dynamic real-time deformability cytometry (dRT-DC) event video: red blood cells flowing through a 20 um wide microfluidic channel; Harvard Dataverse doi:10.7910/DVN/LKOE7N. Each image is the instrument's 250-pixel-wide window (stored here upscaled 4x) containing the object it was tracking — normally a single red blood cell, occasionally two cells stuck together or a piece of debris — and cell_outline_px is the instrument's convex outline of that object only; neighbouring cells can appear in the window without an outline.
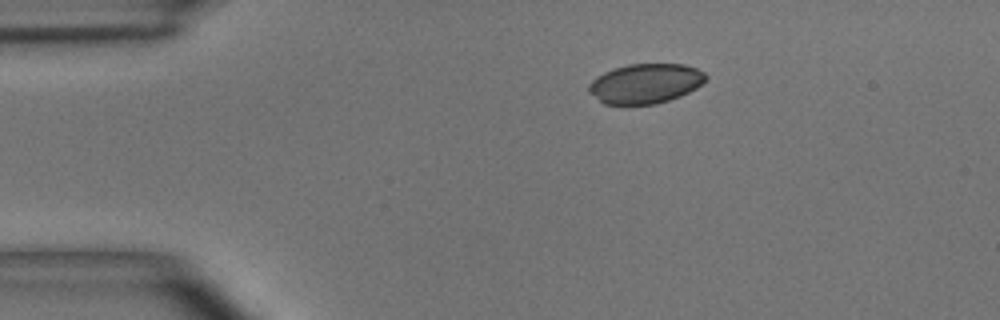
{"species": "common noctule bat (a hibernating species)", "species_latin": "Nyctalus noctula", "temperature_condition": "room temperature", "stored_images_in_passage": 42, "camera_frame_rate_fps": 3000, "um_per_image_px": 0.085, "animal": {"sex": "male", "body_mass_g": 15.6}, "frame": {"image": 1, "passage_image": 1, "time_ms": 0.0, "image_size_px": [1000, 320], "cell_outline_px": [[708, 80], [696, 88], [680, 96], [656, 104], [604, 104], [588, 92], [588, 84], [596, 76], [604, 72], [628, 64], [684, 64], [696, 68], [704, 72], [708, 76]], "centroid_in_image_um": [54.87, 7.1], "position_along_channel_um": 30.1, "area_um2": 27.17}}
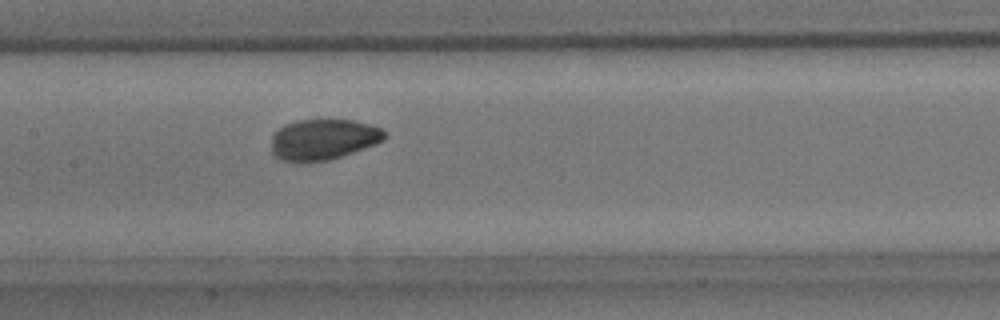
{"frame": {"image": 2, "passage_image": 16, "time_ms": 5.0, "image_size_px": [1000, 320], "cell_outline_px": [[388, 136], [384, 140], [364, 148], [328, 160], [296, 164], [280, 160], [272, 152], [272, 136], [280, 128], [296, 120], [352, 120], [372, 124], [380, 128]], "centroid_in_image_um": [27.46, 11.87], "position_along_channel_um": 179.9, "area_um2": 26.99}}
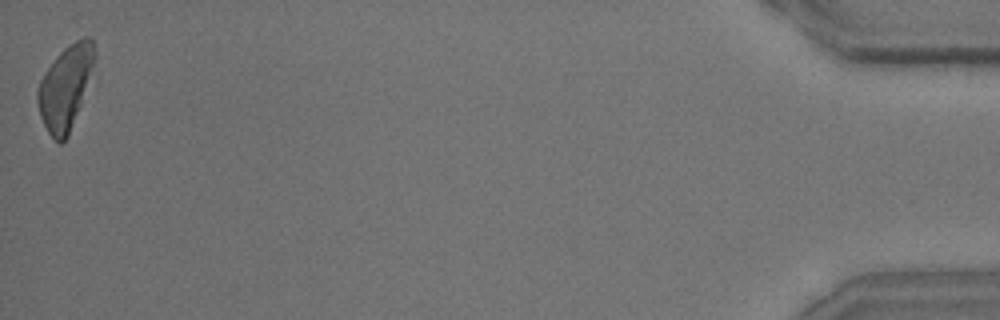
{"frame": {"image": 3, "passage_image": 42, "time_ms": 13.667, "image_size_px": [1000, 320], "cell_outline_px": [[96, 56], [80, 104], [68, 136], [60, 144], [48, 132], [40, 116], [36, 100], [36, 92], [40, 80], [56, 56], [64, 48], [76, 40], [84, 36], [88, 36], [92, 40], [96, 52]], "centroid_in_image_um": [5.54, 7.4], "position_along_channel_um": 429.7, "area_um2": 27.17}, "authors_computed_cell_mechanics": {"area_um2": 27.7729, "velocity_mm_per_s": 3.9449, "shape_relaxation_time_tau1_ms": 1.6423, "shape_relaxation_time_tau2_ms": 1.0329, "deformation_change_tau1": 0.0863, "deformation_change_tau2": 0.0403}}